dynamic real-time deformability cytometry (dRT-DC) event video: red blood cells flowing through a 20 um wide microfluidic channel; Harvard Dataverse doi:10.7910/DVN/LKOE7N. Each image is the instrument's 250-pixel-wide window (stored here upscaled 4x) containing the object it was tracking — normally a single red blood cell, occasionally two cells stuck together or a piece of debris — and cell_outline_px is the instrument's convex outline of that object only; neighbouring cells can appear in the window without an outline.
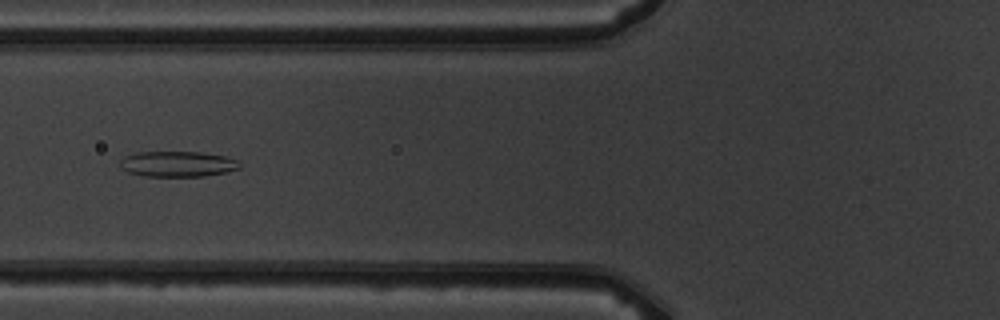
{"species": "common noctule bat (a hibernating species)", "species_latin": "Nyctalus noctula", "temperature_condition": "warm", "stored_images_in_passage": 6, "camera_frame_rate_fps": 3000, "um_per_image_px": 0.085, "animal": {"sex": "male", "body_mass_g": 19.5, "forearm_length_mm": 54.6}, "frame": {"image": 1, "passage_image": 6, "time_ms": 6.667, "image_size_px": [1000, 320], "cell_outline_px": [[240, 168], [228, 172], [204, 176], [144, 176], [128, 172], [120, 168], [120, 160], [124, 156], [136, 152], [200, 152], [224, 156], [240, 160]], "centroid_in_image_um": [15.1, 13.94], "position_along_channel_um": 110.7, "area_um2": 17.98}}